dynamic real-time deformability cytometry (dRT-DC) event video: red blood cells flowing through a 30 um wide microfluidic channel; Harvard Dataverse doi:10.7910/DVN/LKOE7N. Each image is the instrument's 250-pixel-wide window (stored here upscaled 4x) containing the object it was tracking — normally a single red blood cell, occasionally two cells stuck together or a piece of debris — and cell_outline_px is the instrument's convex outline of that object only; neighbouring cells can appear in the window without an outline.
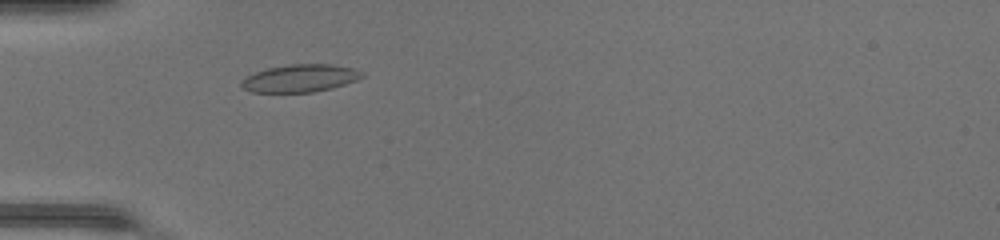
{"species": "common noctule bat (a hibernating species)", "species_latin": "Nyctalus noctula", "temperature_condition": "warm", "stored_images_in_passage": 42, "camera_frame_rate_fps": 3000, "um_per_image_px": 0.085, "animal": {"sex": "female", "body_mass_g": 17.0, "forearm_length_mm": 48.0}, "frame": {"image": 1, "passage_image": 10, "time_ms": 3.0, "image_size_px": [1000, 240], "cell_outline_px": [[364, 76], [356, 80], [332, 88], [312, 92], [252, 92], [240, 88], [240, 80], [256, 72], [268, 68], [288, 64], [332, 64], [352, 68], [364, 72]], "centroid_in_image_um": [25.49, 6.65], "position_along_channel_um": 59.5, "area_um2": 19.42}}
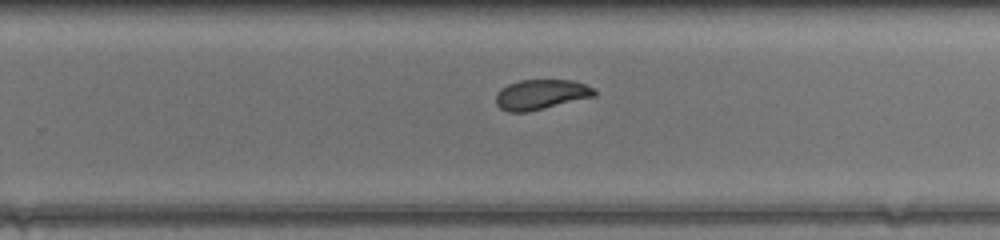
{"frame": {"image": 2, "passage_image": 26, "time_ms": 8.333, "image_size_px": [1000, 240], "cell_outline_px": [[596, 96], [528, 112], [508, 112], [500, 108], [496, 104], [496, 96], [500, 88], [508, 84], [520, 80], [572, 80], [584, 84], [592, 88], [596, 92]], "centroid_in_image_um": [45.96, 8.04], "position_along_channel_um": 283.8, "area_um2": 17.22}}
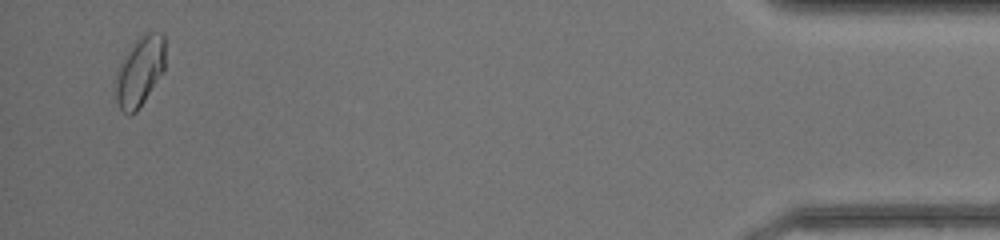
{"frame": {"image": 3, "passage_image": 41, "time_ms": 13.333, "image_size_px": [1000, 240], "cell_outline_px": [[164, 72], [136, 112], [128, 116], [120, 108], [116, 100], [116, 72], [132, 44], [144, 32], [164, 32]], "centroid_in_image_um": [11.9, 6.06], "position_along_channel_um": 423.3, "area_um2": 20.06}, "authors_computed_cell_mechanics": {"area_um2": 18.5538, "velocity_mm_per_s": 4.3318, "shape_relaxation_time_tau1_ms": null, "shape_relaxation_time_tau2_ms": 1.5904, "deformation_change_tau1": null, "deformation_change_tau2": 0.0426}}